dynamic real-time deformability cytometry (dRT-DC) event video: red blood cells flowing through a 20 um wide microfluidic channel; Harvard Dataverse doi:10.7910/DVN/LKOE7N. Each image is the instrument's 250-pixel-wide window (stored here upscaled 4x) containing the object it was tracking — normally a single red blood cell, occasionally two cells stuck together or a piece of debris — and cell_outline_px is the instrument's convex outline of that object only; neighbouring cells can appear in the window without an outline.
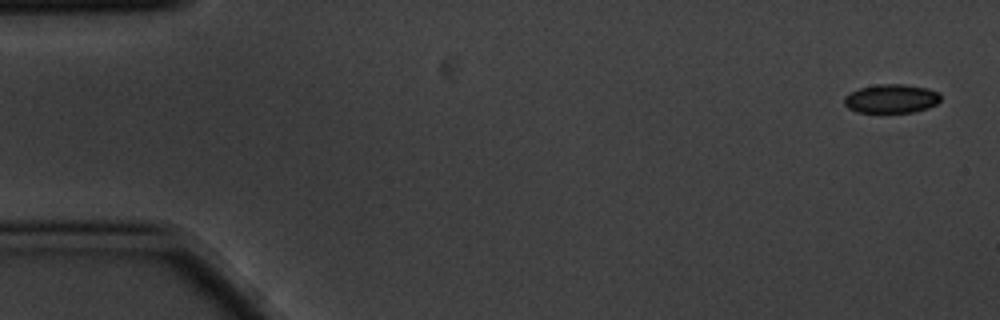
{"species": "common noctule bat (a hibernating species)", "species_latin": "Nyctalus noctula", "temperature_condition": "cold", "stored_images_in_passage": 5, "camera_frame_rate_fps": 3000, "um_per_image_px": 0.085, "animal": {"sex": "male", "body_mass_g": 20.1, "forearm_length_mm": 53.5}, "frame": {"image": 1, "passage_image": 1, "time_ms": 0.0, "image_size_px": [1000, 320], "cell_outline_px": [[940, 100], [936, 104], [928, 108], [912, 112], [856, 112], [848, 108], [844, 104], [844, 96], [848, 92], [860, 88], [880, 84], [904, 84], [928, 88], [940, 92]], "centroid_in_image_um": [75.75, 8.38], "position_along_channel_um": 9.2, "area_um2": 16.3}}
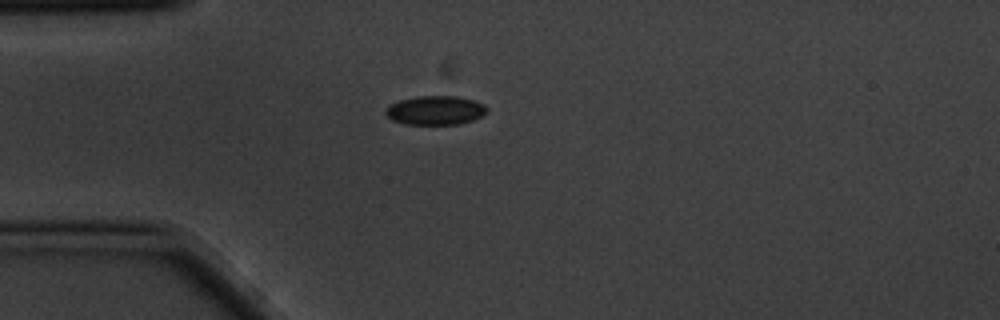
{"frame": {"image": 2, "passage_image": 5, "time_ms": 1.333, "image_size_px": [1000, 320], "cell_outline_px": [[488, 112], [484, 116], [472, 120], [456, 124], [404, 124], [392, 120], [384, 112], [392, 104], [400, 100], [416, 96], [456, 96], [476, 100], [484, 104], [488, 108]], "centroid_in_image_um": [37.06, 9.37], "position_along_channel_um": 47.9, "area_um2": 17.17}}